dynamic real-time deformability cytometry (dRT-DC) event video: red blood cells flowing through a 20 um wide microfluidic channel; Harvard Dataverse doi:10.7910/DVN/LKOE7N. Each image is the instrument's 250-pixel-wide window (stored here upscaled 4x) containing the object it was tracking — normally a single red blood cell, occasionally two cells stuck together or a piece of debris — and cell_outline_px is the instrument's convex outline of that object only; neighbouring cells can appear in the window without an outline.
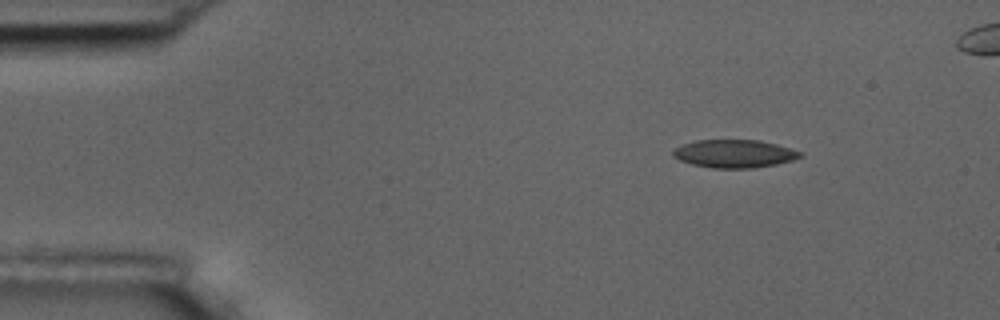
{"species": "common noctule bat (a hibernating species)", "species_latin": "Nyctalus noctula", "temperature_condition": "room temperature", "stored_images_in_passage": 4, "camera_frame_rate_fps": 3000, "um_per_image_px": 0.085, "animal": {"sex": "male", "body_mass_g": 17.5, "forearm_length_mm": 52.3}, "frame": {"image": 1, "passage_image": 1, "time_ms": 0.0, "image_size_px": [1000, 320], "cell_outline_px": [[804, 156], [792, 160], [776, 164], [752, 168], [712, 168], [692, 164], [680, 160], [672, 156], [672, 152], [676, 148], [684, 144], [696, 140], [760, 140], [776, 144], [804, 152]], "centroid_in_image_um": [62.45, 13.06], "position_along_channel_um": 22.6, "area_um2": 20.75}}